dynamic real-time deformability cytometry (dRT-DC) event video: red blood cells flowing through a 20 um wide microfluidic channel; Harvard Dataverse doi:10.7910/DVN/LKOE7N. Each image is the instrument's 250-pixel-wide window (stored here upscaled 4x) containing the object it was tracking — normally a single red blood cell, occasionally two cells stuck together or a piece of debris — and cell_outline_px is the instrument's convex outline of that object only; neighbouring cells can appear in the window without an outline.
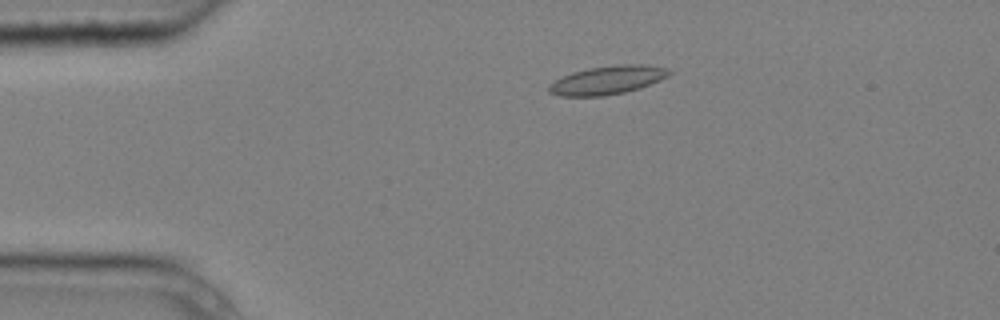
{"species": "common noctule bat (a hibernating species)", "species_latin": "Nyctalus noctula", "temperature_condition": "cold", "stored_images_in_passage": 6, "camera_frame_rate_fps": 3000, "um_per_image_px": 0.085, "animal": {"sex": "male", "body_mass_g": 20.4}, "frame": {"image": 1, "passage_image": 4, "time_ms": 1.0, "image_size_px": [1000, 320], "cell_outline_px": [[672, 72], [668, 76], [660, 80], [640, 88], [624, 92], [604, 96], [560, 96], [548, 92], [548, 84], [572, 72], [588, 68], [616, 64], [644, 64], [668, 68]], "centroid_in_image_um": [51.64, 6.8], "position_along_channel_um": 33.4, "area_um2": 20.06}}
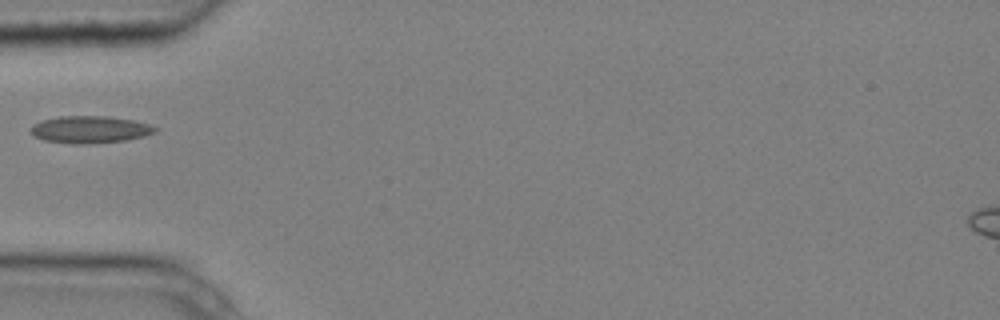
{"frame": {"image": 2, "passage_image": 6, "time_ms": 1.667, "image_size_px": [1000, 320], "cell_outline_px": [[160, 128], [156, 132], [144, 136], [128, 140], [84, 144], [72, 144], [44, 140], [36, 136], [32, 132], [32, 124], [40, 120], [60, 116], [108, 116], [132, 120], [152, 124]], "centroid_in_image_um": [7.7, 11.0], "position_along_channel_um": 77.3, "area_um2": 19.83}}